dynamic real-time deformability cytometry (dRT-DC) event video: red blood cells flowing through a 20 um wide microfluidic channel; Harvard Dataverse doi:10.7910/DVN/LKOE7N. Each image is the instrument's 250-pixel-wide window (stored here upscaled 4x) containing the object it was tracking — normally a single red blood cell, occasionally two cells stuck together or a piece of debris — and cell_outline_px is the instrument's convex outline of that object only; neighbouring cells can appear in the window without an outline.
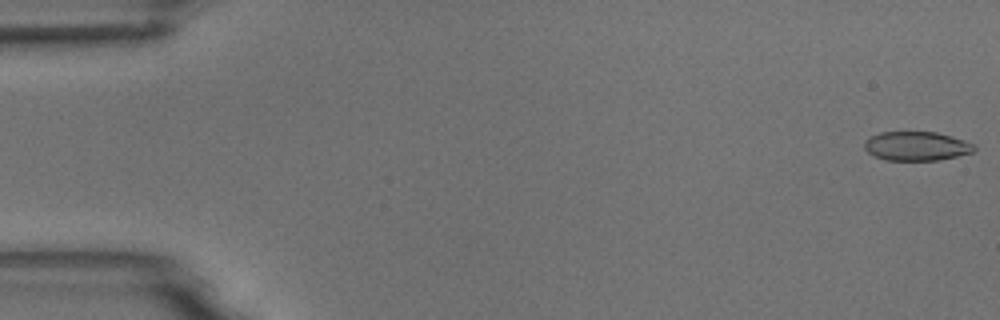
{"species": "common noctule bat (a hibernating species)", "species_latin": "Nyctalus noctula", "temperature_condition": "room temperature", "stored_images_in_passage": 11, "camera_frame_rate_fps": 3000, "um_per_image_px": 0.085, "animal": {"sex": "male", "body_mass_g": 18.8}, "frame": {"image": 1, "passage_image": 1, "time_ms": 0.0, "image_size_px": [1000, 320], "cell_outline_px": [[976, 148], [972, 152], [940, 160], [884, 160], [868, 152], [864, 148], [864, 144], [872, 136], [880, 132], [936, 132], [952, 136], [976, 144]], "centroid_in_image_um": [77.94, 12.42], "position_along_channel_um": 7.1, "area_um2": 18.5}}
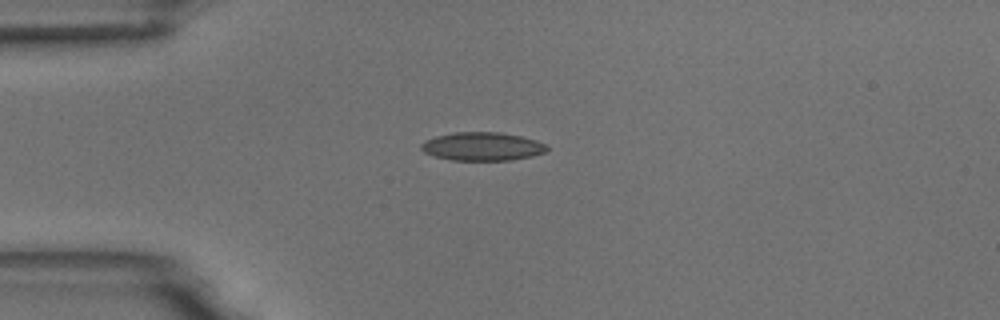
{"frame": {"image": 2, "passage_image": 4, "time_ms": 4.333, "image_size_px": [1000, 320], "cell_outline_px": [[548, 148], [544, 152], [532, 156], [512, 160], [452, 160], [436, 156], [424, 152], [420, 148], [420, 144], [424, 140], [436, 136], [456, 132], [500, 132], [520, 136], [536, 140], [544, 144]], "centroid_in_image_um": [40.97, 12.44], "position_along_channel_um": 44.0, "area_um2": 20.69}}